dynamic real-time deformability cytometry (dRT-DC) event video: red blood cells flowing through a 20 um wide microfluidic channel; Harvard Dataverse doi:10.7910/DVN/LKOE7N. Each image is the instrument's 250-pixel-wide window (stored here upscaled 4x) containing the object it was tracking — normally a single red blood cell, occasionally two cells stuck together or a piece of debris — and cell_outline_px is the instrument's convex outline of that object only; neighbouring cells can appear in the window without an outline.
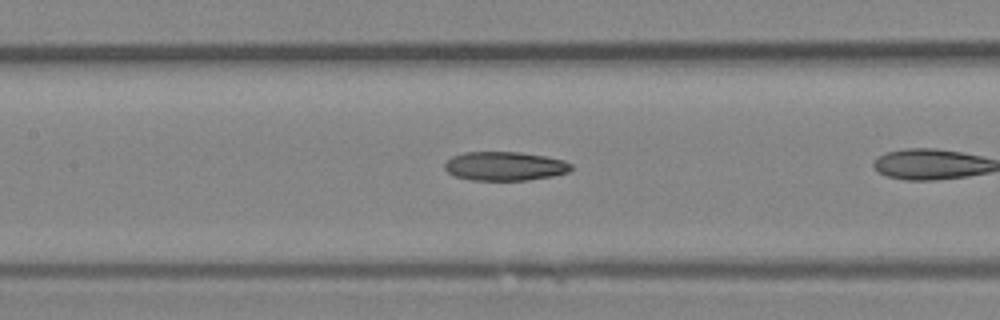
{"species": "Egyptian fruit bat (a non-hibernating species)", "species_latin": "Rousettus aegyptiacus", "temperature_condition": "room temperature", "stored_images_in_passage": 14, "camera_frame_rate_fps": 3000, "um_per_image_px": 0.085, "animal": {"sex": "female"}, "frame": {"image": 1, "passage_image": 8, "time_ms": 2.333, "image_size_px": [1000, 320], "cell_outline_px": [[572, 168], [568, 172], [552, 176], [528, 180], [472, 180], [456, 176], [448, 172], [444, 168], [444, 164], [452, 156], [464, 152], [520, 152], [544, 156], [564, 160], [572, 164]], "centroid_in_image_um": [42.91, 14.12], "position_along_channel_um": 164.5, "area_um2": 21.27}}